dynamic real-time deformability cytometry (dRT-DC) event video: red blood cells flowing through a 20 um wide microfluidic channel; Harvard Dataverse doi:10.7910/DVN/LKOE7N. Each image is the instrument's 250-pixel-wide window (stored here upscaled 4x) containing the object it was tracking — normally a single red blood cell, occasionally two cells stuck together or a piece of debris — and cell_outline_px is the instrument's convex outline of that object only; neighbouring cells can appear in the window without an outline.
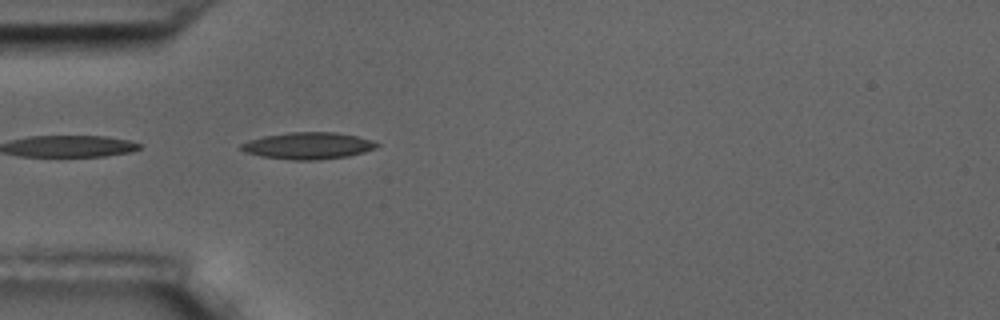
{"species": "common noctule bat (a hibernating species)", "species_latin": "Nyctalus noctula", "temperature_condition": "room temperature", "stored_images_in_passage": 10, "camera_frame_rate_fps": 3000, "um_per_image_px": 0.085, "animal": {"sex": "male", "body_mass_g": 17.5, "forearm_length_mm": 52.3}, "frame": {"image": 1, "passage_image": 1, "time_ms": 0.0, "image_size_px": [1000, 320], "cell_outline_px": [[380, 144], [376, 148], [364, 152], [348, 156], [320, 160], [292, 160], [264, 156], [244, 152], [240, 148], [240, 144], [248, 140], [264, 136], [288, 132], [336, 132], [356, 136], [372, 140]], "centroid_in_image_um": [26.2, 12.38], "position_along_channel_um": 58.8, "area_um2": 21.21}}